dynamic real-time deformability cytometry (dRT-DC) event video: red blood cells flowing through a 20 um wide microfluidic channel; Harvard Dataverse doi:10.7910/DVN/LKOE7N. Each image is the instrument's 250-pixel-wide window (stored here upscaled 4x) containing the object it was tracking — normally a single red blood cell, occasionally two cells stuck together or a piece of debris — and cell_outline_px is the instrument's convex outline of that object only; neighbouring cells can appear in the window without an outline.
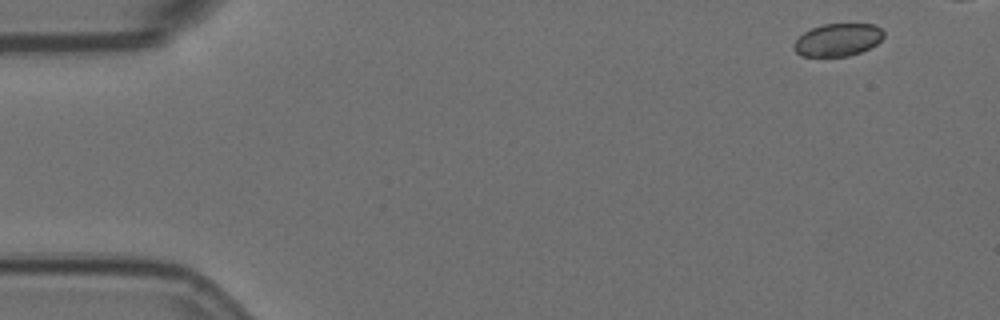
{"species": "Egyptian fruit bat (a non-hibernating species)", "species_latin": "Rousettus aegyptiacus", "temperature_condition": "room temperature", "stored_images_in_passage": 8, "segment_of_instrument_passage": [1, 2], "camera_frame_rate_fps": 3000, "um_per_image_px": 0.085, "animal": {"sex": "female"}, "frame": {"image": 1, "passage_image": 1, "time_ms": 0.0, "image_size_px": [1000, 320], "cell_outline_px": [[884, 36], [876, 44], [860, 52], [848, 56], [800, 56], [792, 48], [792, 44], [804, 32], [812, 28], [824, 24], [876, 24], [884, 32]], "centroid_in_image_um": [71.19, 3.38], "position_along_channel_um": 13.8, "area_um2": 17.05}}
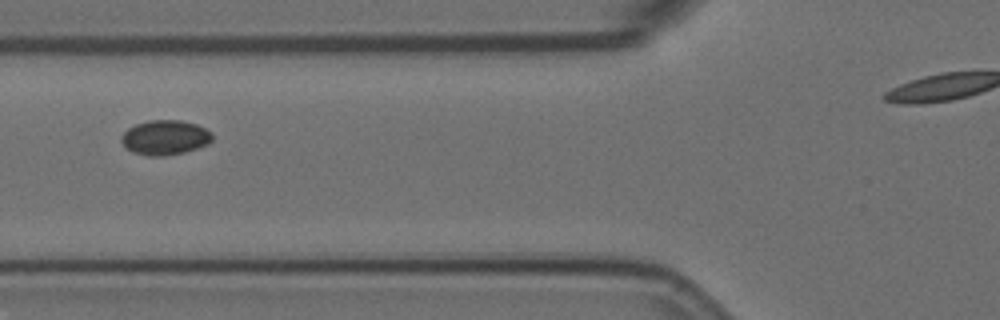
{"frame": {"image": 2, "passage_image": 6, "time_ms": 1.667, "image_size_px": [1000, 320], "cell_outline_px": [[212, 140], [208, 144], [184, 152], [164, 156], [148, 156], [132, 152], [120, 140], [120, 136], [128, 128], [136, 124], [148, 120], [180, 120], [196, 124], [212, 132]], "centroid_in_image_um": [14.02, 11.68], "position_along_channel_um": 111.8, "area_um2": 18.38}}
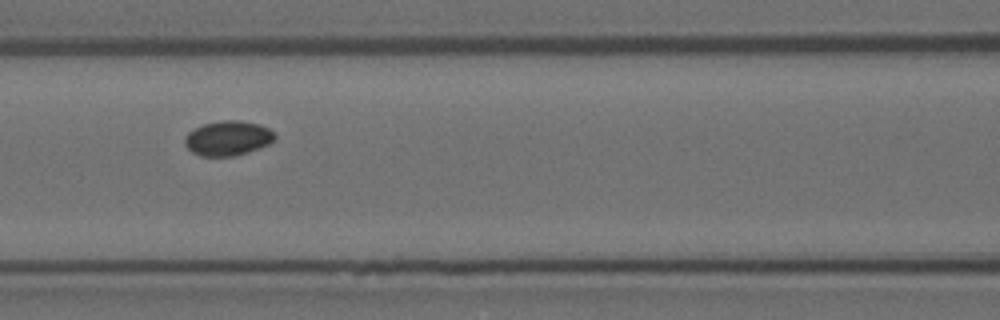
{"frame": {"image": 3, "passage_image": 7, "time_ms": 2.0, "image_size_px": [1000, 320], "cell_outline_px": [[276, 136], [268, 144], [260, 148], [248, 152], [232, 156], [200, 156], [192, 152], [184, 144], [184, 140], [188, 132], [204, 124], [224, 120], [240, 120], [260, 124], [268, 128]], "centroid_in_image_um": [19.36, 11.75], "position_along_channel_um": 147.2, "area_um2": 18.09}}